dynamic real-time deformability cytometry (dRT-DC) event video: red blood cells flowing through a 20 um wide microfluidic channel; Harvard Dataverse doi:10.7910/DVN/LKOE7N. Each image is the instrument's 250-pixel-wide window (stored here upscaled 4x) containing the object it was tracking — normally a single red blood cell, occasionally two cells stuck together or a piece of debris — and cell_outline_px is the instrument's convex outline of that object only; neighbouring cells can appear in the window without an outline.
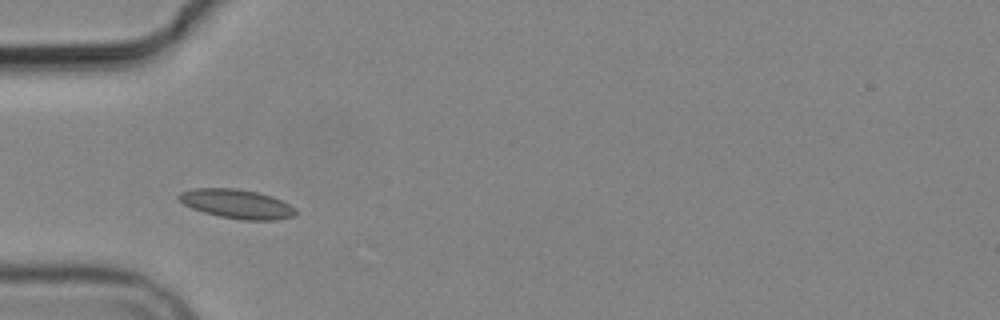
{"species": "common noctule bat (a hibernating species)", "species_latin": "Nyctalus noctula", "temperature_condition": "cold", "stored_images_in_passage": 6, "camera_frame_rate_fps": 3000, "um_per_image_px": 0.085, "animal": {"sex": "male", "body_mass_g": 19.2, "forearm_length_mm": 51.8}, "frame": {"image": 1, "passage_image": 3, "time_ms": 2.0, "image_size_px": [1000, 320], "cell_outline_px": [[296, 216], [276, 220], [244, 220], [220, 216], [204, 212], [192, 208], [184, 204], [176, 196], [180, 192], [192, 188], [236, 188], [256, 192], [272, 196], [296, 208]], "centroid_in_image_um": [20.13, 17.33], "position_along_channel_um": 64.9, "area_um2": 19.83}}
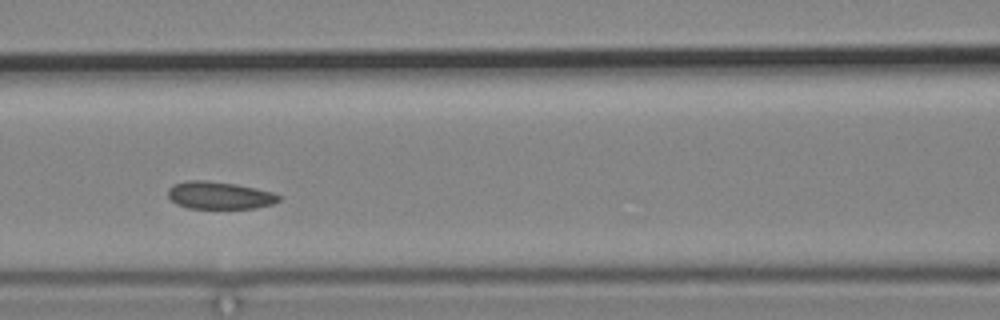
{"frame": {"image": 2, "passage_image": 5, "time_ms": 4.333, "image_size_px": [1000, 320], "cell_outline_px": [[280, 200], [272, 204], [256, 208], [188, 208], [176, 204], [168, 196], [168, 188], [172, 184], [188, 180], [204, 180], [236, 184], [256, 188], [272, 192], [280, 196]], "centroid_in_image_um": [18.63, 16.6], "position_along_channel_um": 148.0, "area_um2": 17.74}}
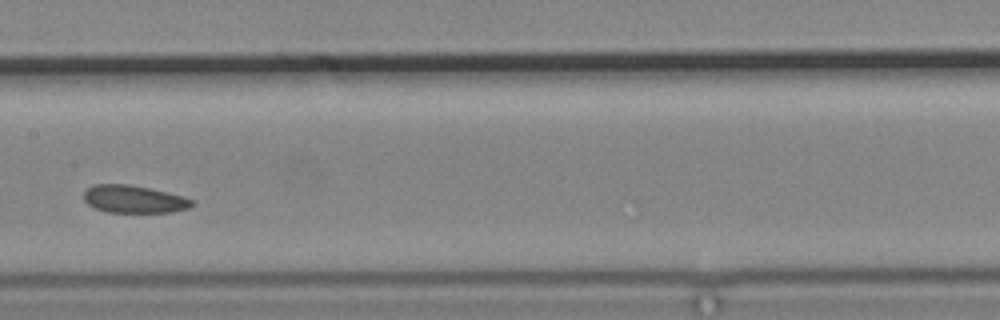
{"frame": {"image": 3, "passage_image": 6, "time_ms": 5.667, "image_size_px": [1000, 320], "cell_outline_px": [[192, 204], [188, 208], [172, 212], [108, 212], [96, 208], [88, 204], [84, 200], [84, 192], [92, 184], [128, 184], [148, 188], [184, 196], [192, 200]], "centroid_in_image_um": [11.36, 16.92], "position_along_channel_um": 196.0, "area_um2": 17.22}}